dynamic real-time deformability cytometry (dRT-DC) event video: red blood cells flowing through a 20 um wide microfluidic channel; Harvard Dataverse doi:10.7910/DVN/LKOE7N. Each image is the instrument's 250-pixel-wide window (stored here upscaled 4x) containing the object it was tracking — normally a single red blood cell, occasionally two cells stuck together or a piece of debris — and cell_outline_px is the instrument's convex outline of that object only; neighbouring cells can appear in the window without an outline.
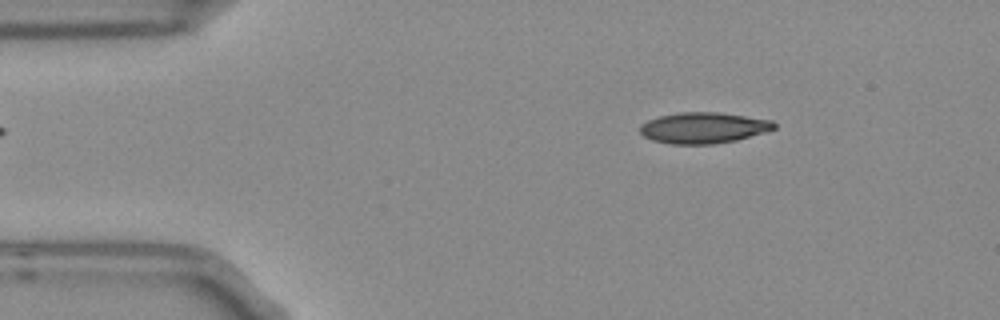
{"species": "Egyptian fruit bat (a non-hibernating species)", "species_latin": "Rousettus aegyptiacus", "temperature_condition": "room temperature", "stored_images_in_passage": 5, "camera_frame_rate_fps": 3000, "um_per_image_px": 0.085, "frame": {"image": 1, "passage_image": 2, "time_ms": 0.333, "image_size_px": [1000, 320], "cell_outline_px": [[776, 128], [764, 132], [736, 140], [712, 144], [672, 144], [652, 140], [644, 136], [640, 132], [640, 124], [648, 120], [660, 116], [680, 112], [720, 112], [772, 120], [776, 124]], "centroid_in_image_um": [59.79, 10.86], "position_along_channel_um": 25.2, "area_um2": 24.16}}
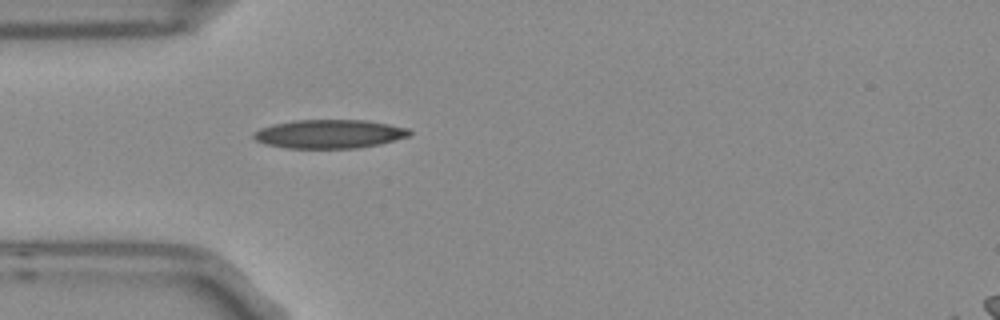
{"frame": {"image": 2, "passage_image": 4, "time_ms": 1.0, "image_size_px": [1000, 320], "cell_outline_px": [[412, 132], [408, 136], [380, 144], [356, 148], [288, 148], [268, 144], [256, 140], [252, 136], [252, 132], [260, 128], [272, 124], [292, 120], [364, 120], [388, 124], [408, 128]], "centroid_in_image_um": [27.97, 11.38], "position_along_channel_um": 57.0, "area_um2": 26.01}}